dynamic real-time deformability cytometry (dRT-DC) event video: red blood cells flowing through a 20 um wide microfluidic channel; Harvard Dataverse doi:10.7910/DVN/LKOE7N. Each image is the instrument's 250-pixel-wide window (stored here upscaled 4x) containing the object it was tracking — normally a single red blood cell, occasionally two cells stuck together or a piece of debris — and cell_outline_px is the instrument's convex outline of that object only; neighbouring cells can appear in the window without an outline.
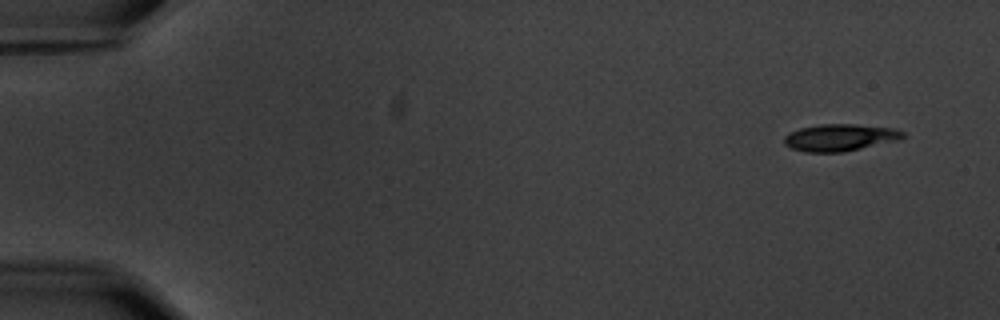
{"species": "common noctule bat (a hibernating species)", "species_latin": "Nyctalus noctula", "temperature_condition": "warm", "stored_images_in_passage": 3, "camera_frame_rate_fps": 3000, "um_per_image_px": 0.085, "animal": {"sex": "male", "body_mass_g": 20.1, "forearm_length_mm": 53.5}, "frame": {"image": 1, "passage_image": 1, "time_ms": 0.0, "image_size_px": [1000, 320], "cell_outline_px": [[904, 136], [900, 140], [844, 152], [804, 152], [792, 148], [784, 144], [784, 136], [800, 128], [820, 124], [856, 124], [892, 128], [904, 132]], "centroid_in_image_um": [71.41, 11.69], "position_along_channel_um": 13.6, "area_um2": 18.67}}